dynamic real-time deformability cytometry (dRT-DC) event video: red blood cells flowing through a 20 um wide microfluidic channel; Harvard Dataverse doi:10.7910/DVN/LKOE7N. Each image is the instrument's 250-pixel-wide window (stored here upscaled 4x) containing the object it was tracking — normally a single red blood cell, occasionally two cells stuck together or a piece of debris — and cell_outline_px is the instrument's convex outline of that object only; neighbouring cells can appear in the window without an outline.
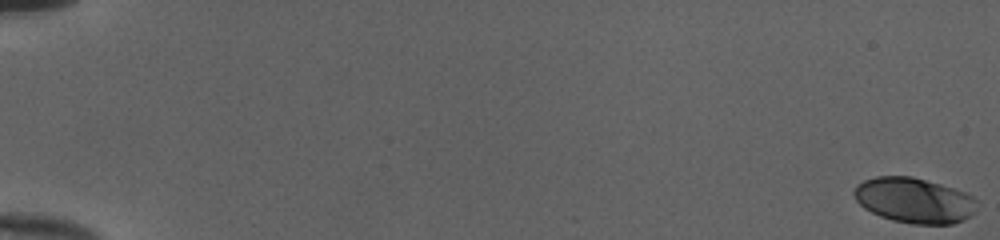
{"species": "human", "species_latin": "Homo sapiens", "temperature_condition": "cold", "stored_images_in_passage": 54, "camera_frame_rate_fps": 3000, "um_per_image_px": 0.085, "donor": {"sex": "female"}, "frame": {"image": 1, "passage_image": 1, "time_ms": 0.0, "image_size_px": [1000, 240], "cell_outline_px": [[976, 200], [972, 212], [964, 220], [952, 224], [912, 224], [892, 220], [880, 216], [864, 208], [856, 200], [852, 192], [856, 184], [864, 180], [876, 176], [912, 176], [940, 184], [964, 192], [972, 196]], "centroid_in_image_um": [77.65, 17.02], "position_along_channel_um": 7.4, "area_um2": 32.25}}
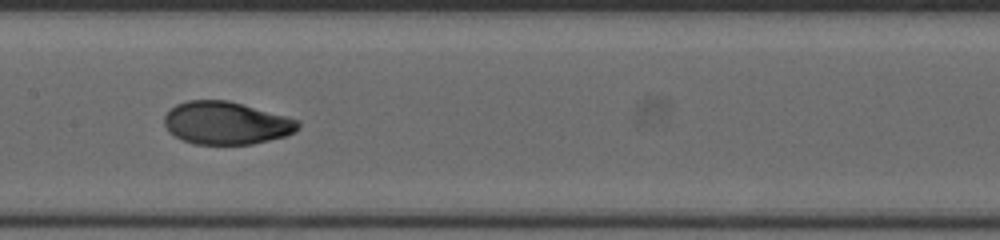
{"frame": {"image": 2, "passage_image": 30, "time_ms": 9.667, "image_size_px": [1000, 240], "cell_outline_px": [[300, 128], [296, 132], [284, 136], [252, 144], [192, 144], [168, 132], [164, 124], [164, 116], [176, 104], [188, 100], [228, 100], [300, 120]], "centroid_in_image_um": [19.23, 10.46], "position_along_channel_um": 188.2, "area_um2": 33.29}}
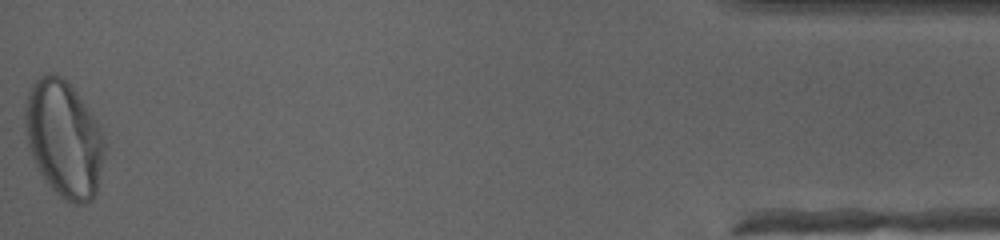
{"frame": {"image": 3, "passage_image": 54, "time_ms": 17.667, "image_size_px": [1000, 240], "cell_outline_px": [[104, 156], [96, 192], [92, 200], [84, 204], [72, 204], [64, 200], [52, 188], [40, 172], [32, 156], [28, 144], [24, 120], [24, 108], [28, 92], [32, 84], [40, 76], [48, 72], [52, 72], [68, 80], [96, 120], [104, 136]], "centroid_in_image_um": [5.43, 11.78], "position_along_channel_um": 429.8, "area_um2": 53.99}, "authors_computed_cell_mechanics": {"area_um2": 33.1772, "velocity_mm_per_s": 4.0045, "shape_relaxation_time_tau1_ms": 4.7072, "shape_relaxation_time_tau2_ms": 0.8252, "deformation_change_tau1": 0.2058, "deformation_change_tau2": 0.0401}}